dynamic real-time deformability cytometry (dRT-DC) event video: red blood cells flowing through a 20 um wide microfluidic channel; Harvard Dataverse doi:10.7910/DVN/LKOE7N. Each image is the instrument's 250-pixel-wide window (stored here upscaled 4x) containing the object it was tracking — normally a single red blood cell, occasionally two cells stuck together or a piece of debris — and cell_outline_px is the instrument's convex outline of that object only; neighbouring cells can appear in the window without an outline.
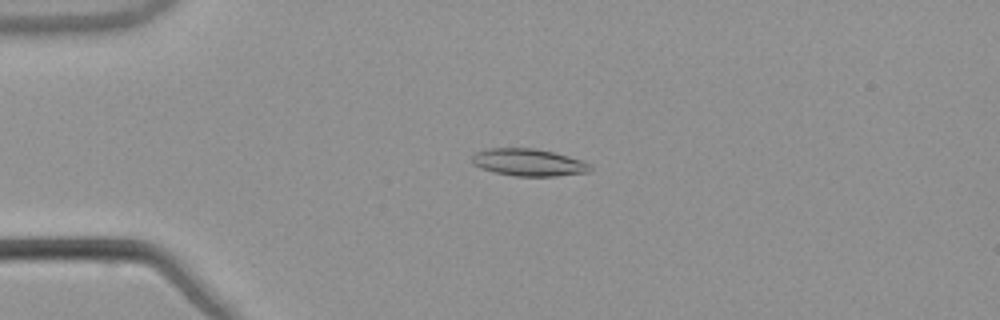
{"species": "common noctule bat (a hibernating species)", "species_latin": "Nyctalus noctula", "temperature_condition": "warm", "stored_images_in_passage": 53, "camera_frame_rate_fps": 3000, "um_per_image_px": 0.085, "animal": {"sex": "male", "body_mass_g": 21.5, "forearm_length_mm": 52.0}, "frame": {"image": 1, "passage_image": 13, "time_ms": 4.0, "image_size_px": [1000, 320], "cell_outline_px": [[592, 168], [588, 172], [556, 176], [516, 176], [496, 172], [480, 168], [472, 164], [472, 156], [476, 152], [488, 148], [536, 148], [568, 156], [580, 160], [588, 164]], "centroid_in_image_um": [44.89, 13.8], "position_along_channel_um": 40.1, "area_um2": 18.61}}
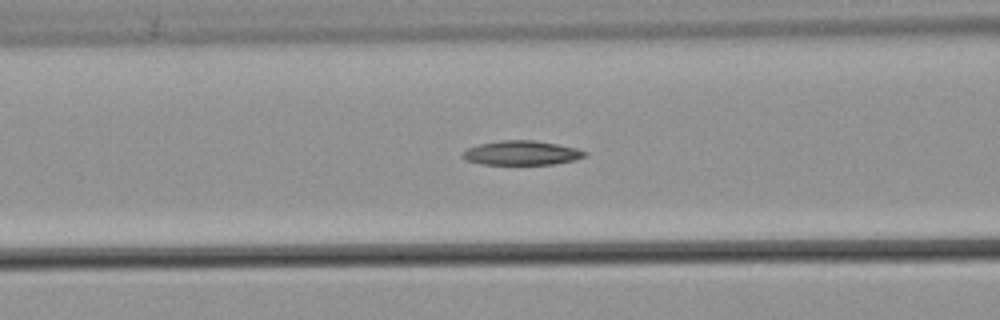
{"frame": {"image": 2, "passage_image": 22, "time_ms": 7.0, "image_size_px": [1000, 320], "cell_outline_px": [[588, 152], [584, 156], [576, 160], [556, 164], [484, 164], [468, 160], [460, 156], [468, 148], [480, 144], [500, 140], [532, 140], [556, 144], [576, 148]], "centroid_in_image_um": [44.37, 13.0], "position_along_channel_um": 122.2, "area_um2": 17.11}}
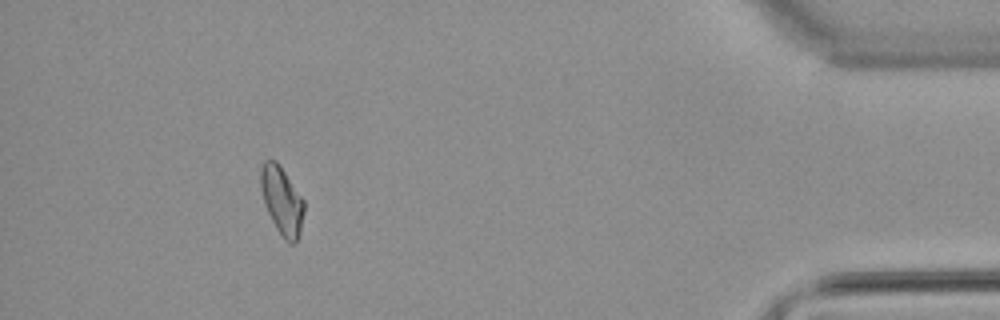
{"frame": {"image": 3, "passage_image": 49, "time_ms": 16.0, "image_size_px": [1000, 320], "cell_outline_px": [[304, 212], [300, 232], [296, 240], [292, 244], [288, 244], [284, 240], [276, 228], [264, 204], [260, 188], [260, 168], [264, 160], [276, 160], [304, 200]], "centroid_in_image_um": [23.94, 17.05], "position_along_channel_um": 411.3, "area_um2": 17.17}}